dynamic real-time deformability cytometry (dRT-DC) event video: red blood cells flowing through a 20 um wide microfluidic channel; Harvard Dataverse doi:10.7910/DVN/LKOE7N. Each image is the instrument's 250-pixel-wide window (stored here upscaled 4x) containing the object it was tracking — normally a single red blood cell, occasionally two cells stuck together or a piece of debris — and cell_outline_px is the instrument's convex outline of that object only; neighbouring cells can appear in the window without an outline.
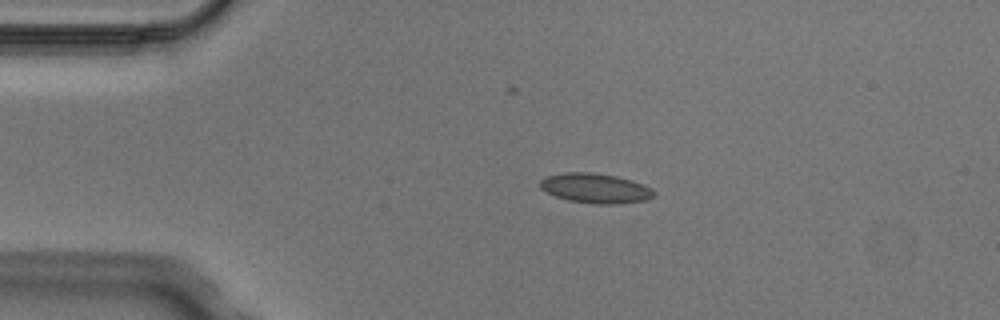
{"species": "Egyptian fruit bat (a non-hibernating species)", "species_latin": "Rousettus aegyptiacus", "temperature_condition": "cold", "stored_images_in_passage": 2, "camera_frame_rate_fps": 3000, "um_per_image_px": 0.085, "animal": {"sex": "male"}, "frame": {"image": 1, "passage_image": 1, "time_ms": 0.0, "image_size_px": [1000, 320], "cell_outline_px": [[656, 192], [648, 200], [616, 204], [596, 204], [568, 200], [556, 196], [540, 188], [540, 180], [548, 176], [564, 172], [592, 172], [616, 176], [632, 180], [644, 184], [652, 188]], "centroid_in_image_um": [50.64, 16.0], "position_along_channel_um": 34.4, "area_um2": 19.77}}